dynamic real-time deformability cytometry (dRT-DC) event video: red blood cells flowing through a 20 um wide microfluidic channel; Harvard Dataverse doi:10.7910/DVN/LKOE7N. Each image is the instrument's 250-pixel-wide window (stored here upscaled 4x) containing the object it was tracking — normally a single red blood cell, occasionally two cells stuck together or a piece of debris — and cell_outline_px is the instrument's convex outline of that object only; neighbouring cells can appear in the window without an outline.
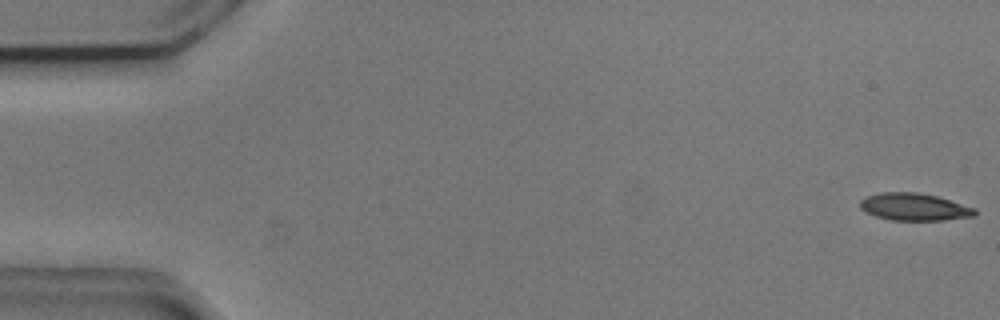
{"species": "common noctule bat (a hibernating species)", "species_latin": "Nyctalus noctula", "temperature_condition": "cold", "stored_images_in_passage": 53, "camera_frame_rate_fps": 3000, "um_per_image_px": 0.085, "animal": {"sex": "male", "body_mass_g": 20.5, "forearm_length_mm": 52.5}, "frame": {"image": 1, "passage_image": 1, "time_ms": 0.0, "image_size_px": [1000, 320], "cell_outline_px": [[976, 216], [944, 220], [892, 220], [876, 216], [864, 212], [860, 208], [860, 200], [868, 196], [880, 192], [916, 192], [936, 196], [976, 208]], "centroid_in_image_um": [77.71, 17.59], "position_along_channel_um": 7.3, "area_um2": 18.26}}
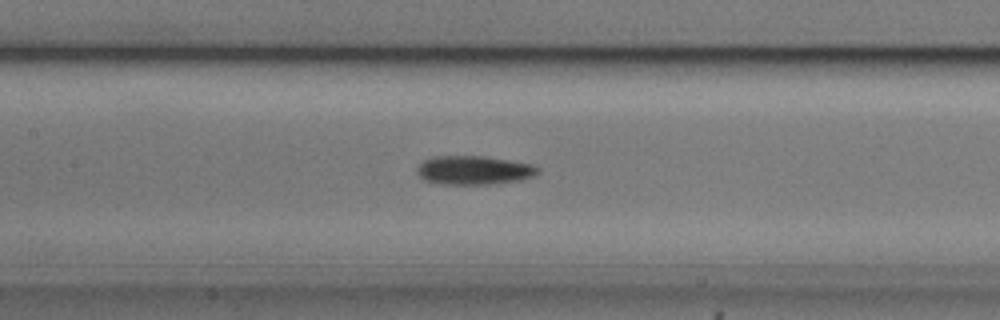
{"frame": {"image": 2, "passage_image": 25, "time_ms": 8.0, "image_size_px": [1000, 320], "cell_outline_px": [[540, 172], [536, 176], [520, 180], [496, 184], [444, 184], [424, 180], [416, 172], [416, 168], [424, 160], [432, 156], [484, 156], [532, 164], [540, 168]], "centroid_in_image_um": [40.31, 14.47], "position_along_channel_um": 167.1, "area_um2": 20.46}}
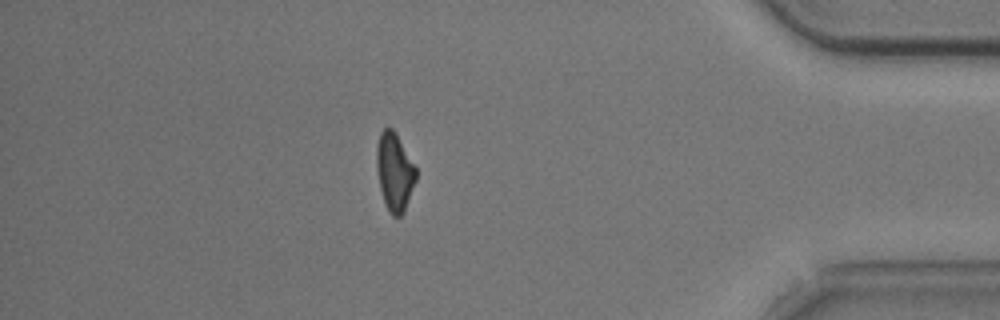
{"frame": {"image": 3, "passage_image": 47, "time_ms": 15.333, "image_size_px": [1000, 320], "cell_outline_px": [[416, 180], [404, 212], [400, 216], [392, 216], [384, 204], [380, 188], [376, 168], [376, 148], [380, 132], [384, 128], [392, 128], [416, 168]], "centroid_in_image_um": [33.51, 14.64], "position_along_channel_um": 401.7, "area_um2": 17.74}}